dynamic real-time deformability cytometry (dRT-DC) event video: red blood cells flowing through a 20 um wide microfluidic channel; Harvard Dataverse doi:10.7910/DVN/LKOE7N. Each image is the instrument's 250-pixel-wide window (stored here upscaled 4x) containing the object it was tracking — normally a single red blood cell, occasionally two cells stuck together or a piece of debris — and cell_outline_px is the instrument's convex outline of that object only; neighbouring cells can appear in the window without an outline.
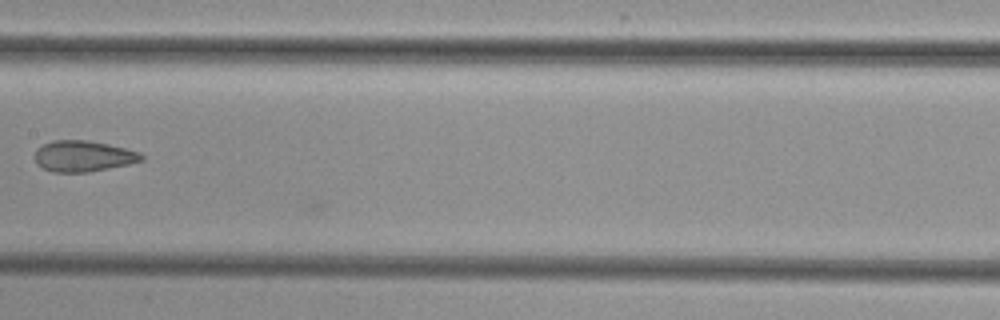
{"species": "common noctule bat (a hibernating species)", "species_latin": "Nyctalus noctula", "temperature_condition": "cold", "stored_images_in_passage": 6, "camera_frame_rate_fps": 3000, "um_per_image_px": 0.085, "animal": {"sex": "female", "body_mass_g": 29.2, "forearm_length_mm": 56.3}, "frame": {"image": 1, "passage_image": 6, "time_ms": 6.667, "image_size_px": [1000, 320], "cell_outline_px": [[144, 160], [128, 164], [88, 172], [52, 172], [36, 164], [36, 148], [52, 140], [88, 140], [108, 144], [140, 152], [144, 156]], "centroid_in_image_um": [7.08, 13.27], "position_along_channel_um": 200.3, "area_um2": 19.19}}